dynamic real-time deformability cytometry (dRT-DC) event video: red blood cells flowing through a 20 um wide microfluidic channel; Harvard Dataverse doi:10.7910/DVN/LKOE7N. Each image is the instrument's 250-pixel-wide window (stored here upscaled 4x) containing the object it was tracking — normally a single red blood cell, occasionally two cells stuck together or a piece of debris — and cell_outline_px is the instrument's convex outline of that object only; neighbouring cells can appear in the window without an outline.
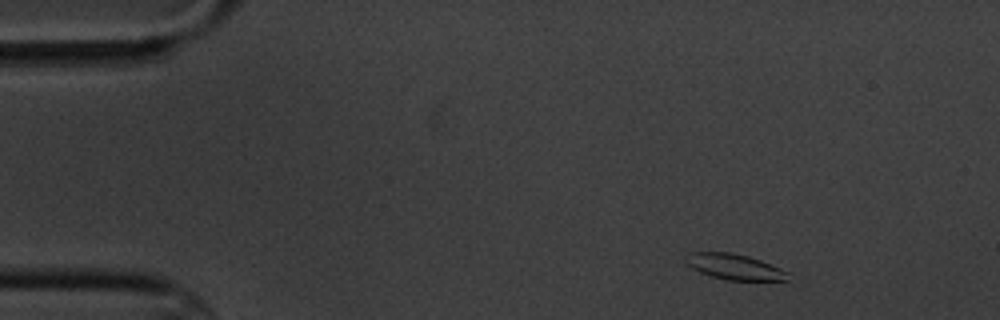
{"species": "common noctule bat (a hibernating species)", "species_latin": "Nyctalus noctula", "temperature_condition": "cold", "stored_images_in_passage": 5, "camera_frame_rate_fps": 3000, "um_per_image_px": 0.085, "animal": {"sex": "male", "body_mass_g": 20.1, "forearm_length_mm": 53.5}, "frame": {"image": 1, "passage_image": 1, "time_ms": 0.0, "image_size_px": [1000, 320], "cell_outline_px": [[796, 284], [728, 280], [712, 276], [700, 272], [692, 268], [684, 260], [684, 256], [688, 252], [732, 252], [748, 256], [760, 260], [792, 272]], "centroid_in_image_um": [62.7, 22.75], "position_along_channel_um": 22.3, "area_um2": 16.59}}
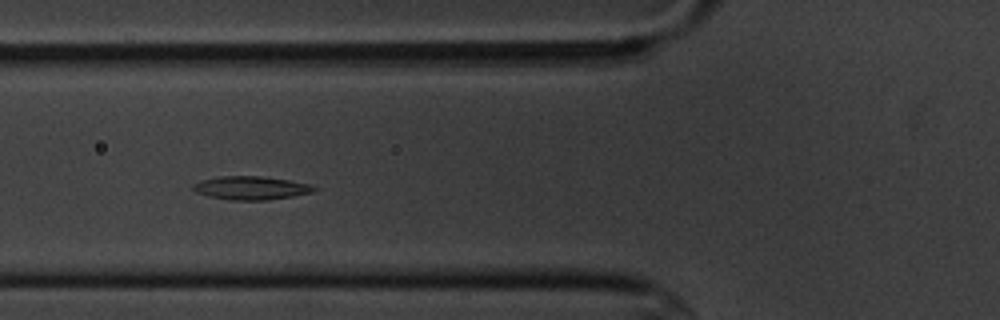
{"frame": {"image": 2, "passage_image": 5, "time_ms": 4.667, "image_size_px": [1000, 320], "cell_outline_px": [[316, 188], [312, 192], [292, 196], [268, 200], [232, 200], [208, 196], [196, 192], [192, 188], [192, 184], [200, 180], [220, 176], [260, 176], [288, 180], [312, 184]], "centroid_in_image_um": [21.31, 15.97], "position_along_channel_um": 104.5, "area_um2": 16.47}}